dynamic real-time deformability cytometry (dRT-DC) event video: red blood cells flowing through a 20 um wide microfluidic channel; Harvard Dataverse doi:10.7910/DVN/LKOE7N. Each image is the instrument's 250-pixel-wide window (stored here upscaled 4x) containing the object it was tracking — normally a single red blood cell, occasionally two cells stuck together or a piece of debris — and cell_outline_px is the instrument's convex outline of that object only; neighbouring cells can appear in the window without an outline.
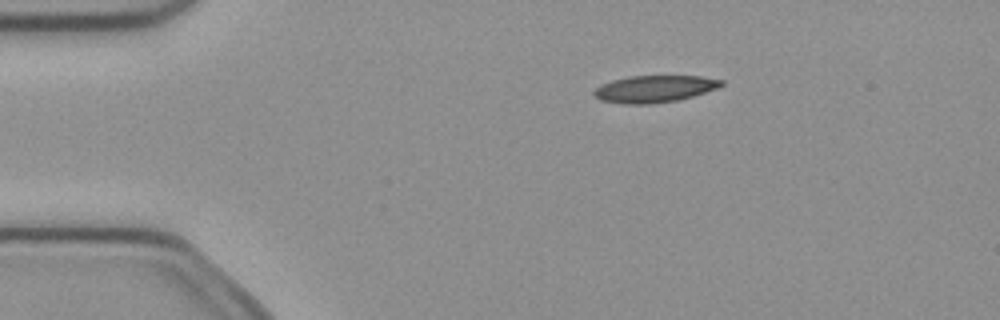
{"species": "common noctule bat (a hibernating species)", "species_latin": "Nyctalus noctula", "temperature_condition": "cold", "stored_images_in_passage": 51, "camera_frame_rate_fps": 3000, "um_per_image_px": 0.085, "animal": {"sex": "female", "body_mass_g": 21.9}, "frame": {"image": 1, "passage_image": 9, "time_ms": 2.667, "image_size_px": [1000, 320], "cell_outline_px": [[724, 84], [716, 88], [692, 96], [676, 100], [652, 104], [624, 104], [600, 100], [592, 92], [600, 84], [612, 80], [628, 76], [700, 76], [724, 80]], "centroid_in_image_um": [55.59, 7.55], "position_along_channel_um": 29.4, "area_um2": 19.94}}
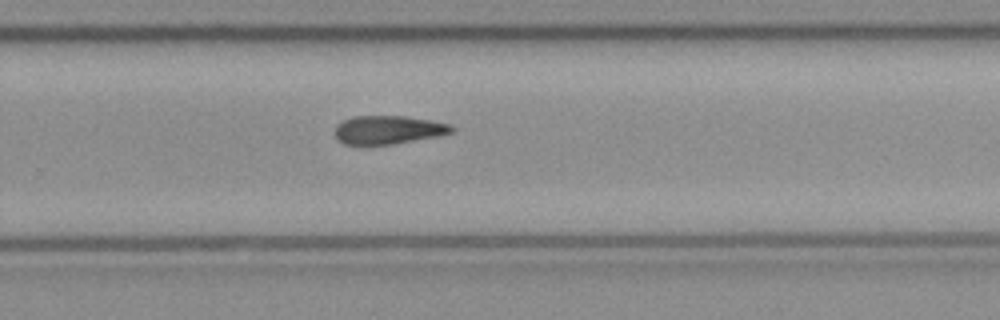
{"frame": {"image": 2, "passage_image": 33, "time_ms": 10.667, "image_size_px": [1000, 320], "cell_outline_px": [[456, 128], [452, 132], [440, 136], [392, 144], [344, 144], [336, 140], [336, 124], [352, 116], [404, 116], [432, 120], [452, 124]], "centroid_in_image_um": [33.04, 11.03], "position_along_channel_um": 296.8, "area_um2": 19.48}}
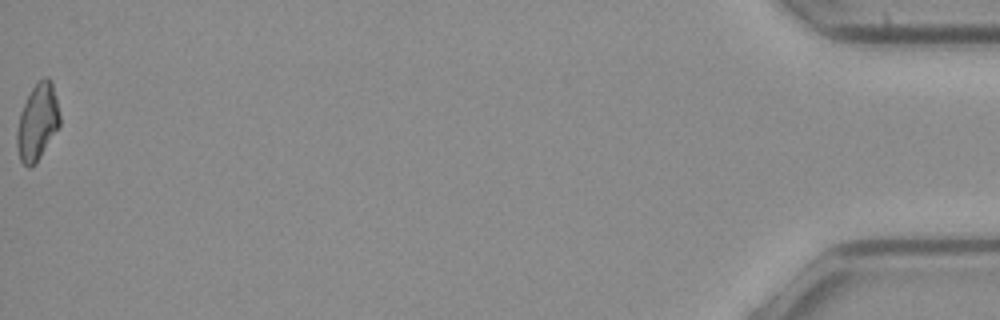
{"frame": {"image": 3, "passage_image": 51, "time_ms": 16.667, "image_size_px": [1000, 320], "cell_outline_px": [[60, 124], [36, 164], [28, 168], [20, 160], [16, 148], [16, 132], [20, 112], [32, 88], [44, 76], [48, 76], [52, 80], [60, 116]], "centroid_in_image_um": [3.17, 10.39], "position_along_channel_um": 432.0, "area_um2": 19.07}}